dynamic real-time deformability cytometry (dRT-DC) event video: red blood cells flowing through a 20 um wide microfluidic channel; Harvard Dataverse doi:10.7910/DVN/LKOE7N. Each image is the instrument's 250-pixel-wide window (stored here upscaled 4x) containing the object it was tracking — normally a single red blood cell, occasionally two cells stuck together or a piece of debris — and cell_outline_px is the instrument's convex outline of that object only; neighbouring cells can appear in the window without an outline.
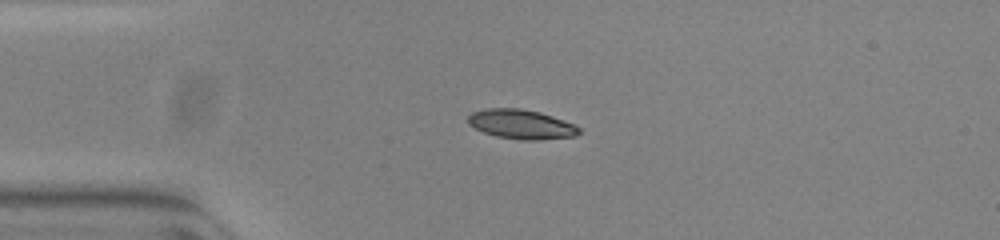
{"species": "common noctule bat (a hibernating species)", "species_latin": "Nyctalus noctula", "temperature_condition": "warm", "stored_images_in_passage": 41, "camera_frame_rate_fps": 3000, "um_per_image_px": 0.085, "animal": {"sex": "female", "body_mass_g": 23.0, "forearm_length_mm": 53.4}, "frame": {"image": 1, "passage_image": 1, "time_ms": 0.0, "image_size_px": [1000, 240], "cell_outline_px": [[580, 132], [576, 136], [536, 140], [524, 140], [496, 136], [484, 132], [468, 124], [468, 116], [472, 112], [484, 108], [520, 108], [540, 112], [576, 124], [580, 128]], "centroid_in_image_um": [44.32, 10.55], "position_along_channel_um": 40.7, "area_um2": 19.07}}
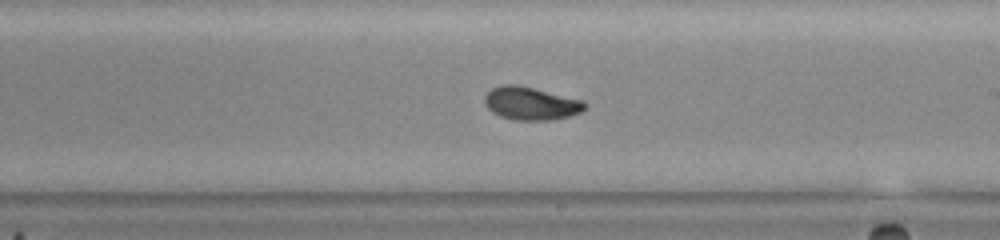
{"frame": {"image": 2, "passage_image": 19, "time_ms": 6.0, "image_size_px": [1000, 240], "cell_outline_px": [[588, 104], [580, 112], [568, 116], [552, 120], [512, 120], [500, 116], [492, 112], [484, 104], [484, 96], [492, 88], [504, 84], [516, 84], [584, 100]], "centroid_in_image_um": [45.11, 8.79], "position_along_channel_um": 243.9, "area_um2": 19.31}}
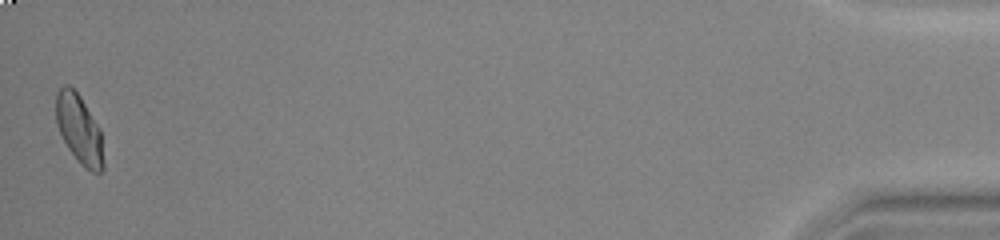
{"frame": {"image": 3, "passage_image": 41, "time_ms": 13.333, "image_size_px": [1000, 240], "cell_outline_px": [[104, 168], [100, 172], [92, 172], [80, 164], [68, 148], [60, 132], [56, 120], [56, 92], [64, 84], [68, 84], [80, 96], [100, 128], [104, 164]], "centroid_in_image_um": [6.74, 10.98], "position_along_channel_um": 428.5, "area_um2": 18.96}, "authors_computed_cell_mechanics": {"area_um2": 18.8428, "velocity_mm_per_s": 3.8351, "shape_relaxation_time_tau1_ms": 3.9531, "shape_relaxation_time_tau2_ms": 1.4522, "deformation_change_tau1": 0.1548, "deformation_change_tau2": 0.0518}}